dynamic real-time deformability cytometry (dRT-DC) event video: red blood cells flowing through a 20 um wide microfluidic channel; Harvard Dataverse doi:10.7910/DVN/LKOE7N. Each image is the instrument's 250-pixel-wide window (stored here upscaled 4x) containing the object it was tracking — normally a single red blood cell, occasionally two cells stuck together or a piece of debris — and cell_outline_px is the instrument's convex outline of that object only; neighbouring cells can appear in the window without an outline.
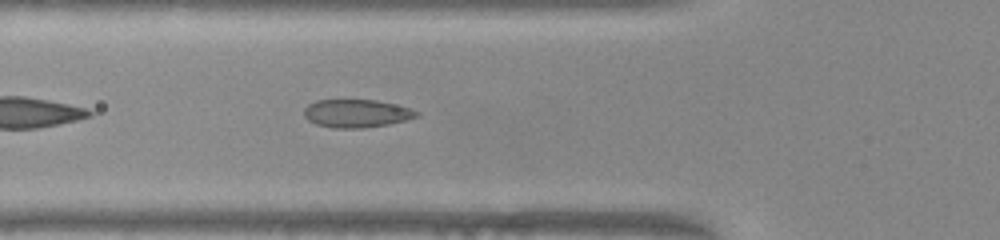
{"species": "common noctule bat (a hibernating species)", "species_latin": "Nyctalus noctula", "temperature_condition": "warm", "stored_images_in_passage": 19, "camera_frame_rate_fps": 3000, "um_per_image_px": 0.085, "animal": {"sex": "female", "body_mass_g": 22.0, "forearm_length_mm": 56.7}, "frame": {"image": 1, "passage_image": 6, "time_ms": 1.667, "image_size_px": [1000, 240], "cell_outline_px": [[420, 116], [408, 120], [388, 124], [364, 128], [332, 128], [316, 124], [308, 120], [304, 116], [304, 108], [308, 104], [316, 100], [376, 100], [408, 108], [420, 112]], "centroid_in_image_um": [30.29, 9.65], "position_along_channel_um": 95.5, "area_um2": 18.44}}
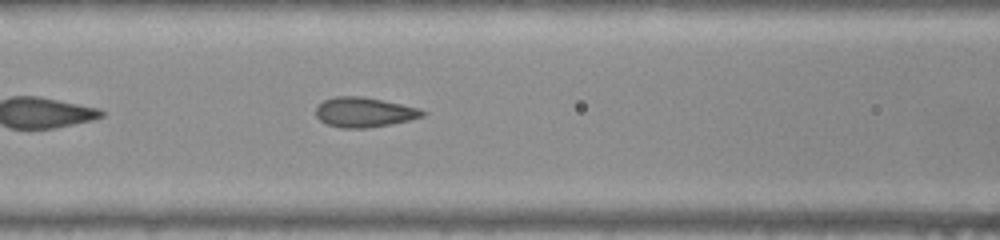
{"frame": {"image": 2, "passage_image": 9, "time_ms": 2.667, "image_size_px": [1000, 240], "cell_outline_px": [[428, 112], [424, 116], [412, 120], [368, 128], [340, 128], [328, 124], [320, 120], [316, 116], [316, 108], [324, 100], [336, 96], [364, 96], [420, 108]], "centroid_in_image_um": [31.0, 9.54], "position_along_channel_um": 135.6, "area_um2": 18.67}}
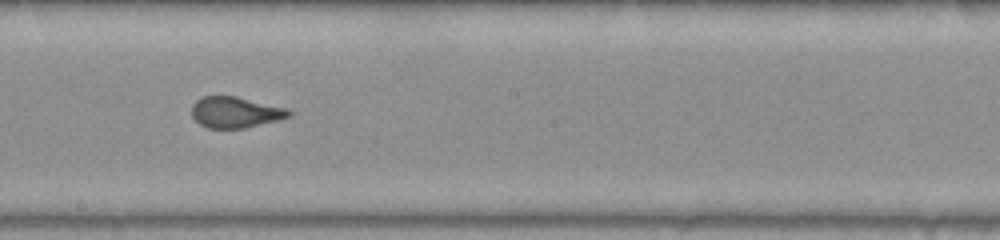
{"frame": {"image": 3, "passage_image": 16, "time_ms": 5.0, "image_size_px": [1000, 240], "cell_outline_px": [[292, 116], [244, 128], [208, 128], [200, 124], [192, 116], [192, 104], [200, 96], [236, 96], [288, 108], [292, 112]], "centroid_in_image_um": [20.0, 9.53], "position_along_channel_um": 228.2, "area_um2": 17.57}}